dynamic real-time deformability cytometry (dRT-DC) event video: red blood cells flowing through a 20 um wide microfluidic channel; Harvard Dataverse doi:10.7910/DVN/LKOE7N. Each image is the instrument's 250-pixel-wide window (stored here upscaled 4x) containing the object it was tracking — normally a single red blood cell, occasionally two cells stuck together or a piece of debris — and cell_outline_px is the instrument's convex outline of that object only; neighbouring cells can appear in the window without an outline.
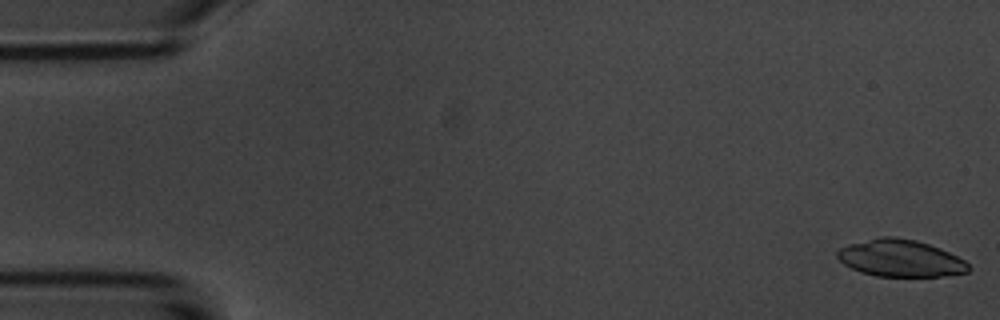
{"species": "common noctule bat (a hibernating species)", "species_latin": "Nyctalus noctula", "temperature_condition": "room temperature", "stored_images_in_passage": 4, "camera_frame_rate_fps": 3000, "um_per_image_px": 0.085, "animal": {"sex": "male", "body_mass_g": 20.1, "forearm_length_mm": 53.5}, "frame": {"image": 1, "passage_image": 1, "time_ms": 0.0, "image_size_px": [1000, 320], "cell_outline_px": [[972, 268], [968, 272], [940, 276], [876, 276], [860, 272], [844, 264], [836, 256], [836, 252], [840, 248], [848, 244], [880, 236], [896, 236], [916, 240], [940, 248], [964, 260]], "centroid_in_image_um": [76.52, 21.94], "position_along_channel_um": 8.5, "area_um2": 28.32}}